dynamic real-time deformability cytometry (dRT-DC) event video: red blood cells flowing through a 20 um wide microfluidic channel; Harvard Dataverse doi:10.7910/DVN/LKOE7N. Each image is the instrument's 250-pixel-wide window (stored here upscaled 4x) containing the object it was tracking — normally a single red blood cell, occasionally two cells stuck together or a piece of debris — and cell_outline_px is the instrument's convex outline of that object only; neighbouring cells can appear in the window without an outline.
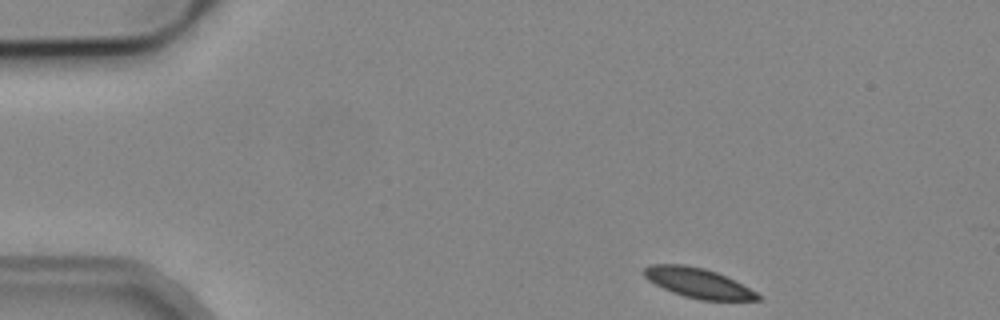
{"species": "common noctule bat (a hibernating species)", "species_latin": "Nyctalus noctula", "temperature_condition": "cold", "stored_images_in_passage": 6, "camera_frame_rate_fps": 3000, "um_per_image_px": 0.085, "animal": {"sex": "male", "body_mass_g": 19.2, "forearm_length_mm": 51.8}, "frame": {"image": 1, "passage_image": 1, "time_ms": 0.0, "image_size_px": [1000, 320], "cell_outline_px": [[760, 300], [700, 300], [684, 296], [672, 292], [648, 280], [644, 276], [644, 268], [652, 264], [684, 264], [704, 268], [716, 272], [756, 292], [760, 296]], "centroid_in_image_um": [59.3, 24.05], "position_along_channel_um": 25.7, "area_um2": 19.36}}